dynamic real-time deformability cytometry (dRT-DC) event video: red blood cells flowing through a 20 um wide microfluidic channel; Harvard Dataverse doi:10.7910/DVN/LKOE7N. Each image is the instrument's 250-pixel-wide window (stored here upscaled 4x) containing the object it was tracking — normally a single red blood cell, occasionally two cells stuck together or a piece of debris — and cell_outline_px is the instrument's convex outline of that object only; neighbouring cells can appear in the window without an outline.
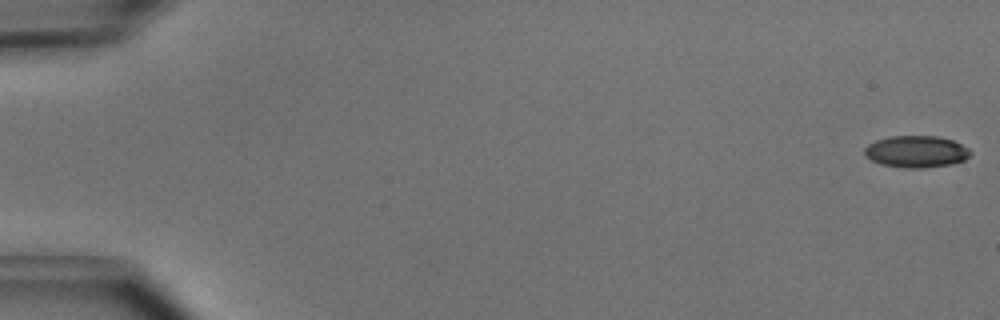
{"species": "common noctule bat (a hibernating species)", "species_latin": "Nyctalus noctula", "temperature_condition": "cold", "stored_images_in_passage": 5, "camera_frame_rate_fps": 3000, "um_per_image_px": 0.085, "animal": {"sex": "male", "body_mass_g": 15.6}, "frame": {"image": 1, "passage_image": 1, "time_ms": 0.0, "image_size_px": [1000, 320], "cell_outline_px": [[972, 152], [964, 160], [952, 164], [924, 168], [904, 168], [880, 164], [864, 156], [864, 148], [868, 144], [876, 140], [892, 136], [936, 136], [952, 140], [968, 148]], "centroid_in_image_um": [77.86, 12.89], "position_along_channel_um": 7.1, "area_um2": 19.65}}
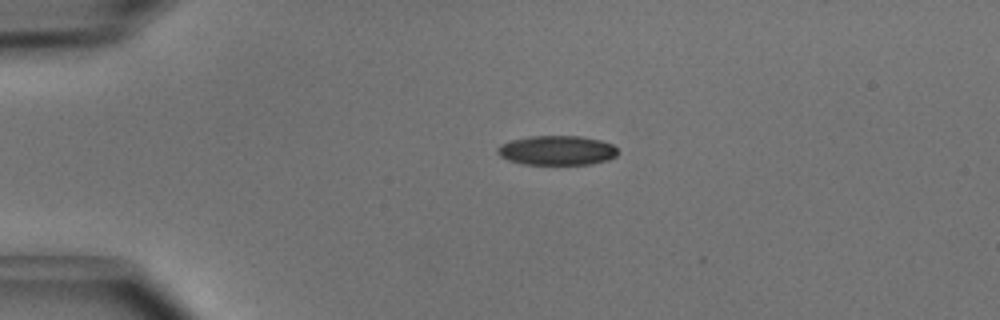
{"frame": {"image": 2, "passage_image": 4, "time_ms": 1.0, "image_size_px": [1000, 320], "cell_outline_px": [[616, 156], [608, 160], [592, 164], [520, 164], [508, 160], [500, 156], [496, 152], [496, 148], [500, 144], [512, 140], [528, 136], [580, 136], [600, 140], [612, 144], [616, 148]], "centroid_in_image_um": [47.3, 12.78], "position_along_channel_um": 37.7, "area_um2": 20.75}}